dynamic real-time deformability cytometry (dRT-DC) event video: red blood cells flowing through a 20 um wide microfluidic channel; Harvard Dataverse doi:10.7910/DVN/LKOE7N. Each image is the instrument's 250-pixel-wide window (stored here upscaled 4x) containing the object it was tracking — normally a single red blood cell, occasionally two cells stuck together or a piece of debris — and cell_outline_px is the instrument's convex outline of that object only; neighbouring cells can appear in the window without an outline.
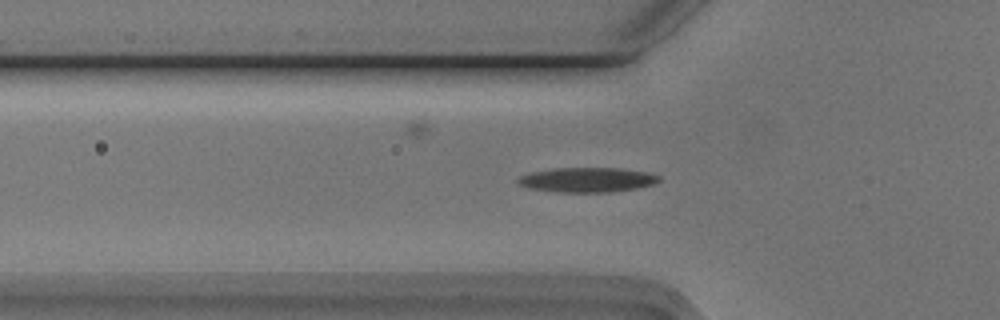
{"species": "Egyptian fruit bat (a non-hibernating species)", "species_latin": "Rousettus aegyptiacus", "temperature_condition": "cold", "stored_images_in_passage": 55, "camera_frame_rate_fps": 3000, "um_per_image_px": 0.085, "animal": {"sex": "male"}, "frame": {"image": 1, "passage_image": 18, "time_ms": 5.667, "image_size_px": [1000, 320], "cell_outline_px": [[660, 180], [656, 184], [636, 188], [612, 192], [556, 192], [528, 188], [516, 184], [516, 180], [520, 176], [532, 172], [552, 168], [620, 168], [648, 172], [660, 176]], "centroid_in_image_um": [49.9, 15.28], "position_along_channel_um": 75.9, "area_um2": 20.52}}
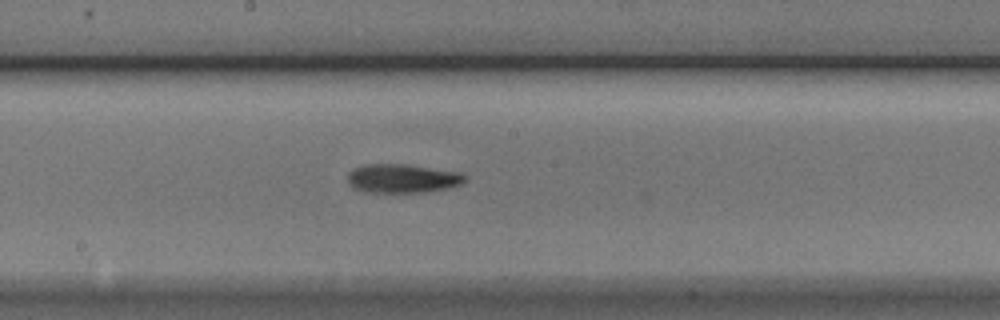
{"frame": {"image": 2, "passage_image": 29, "time_ms": 9.333, "image_size_px": [1000, 320], "cell_outline_px": [[468, 176], [460, 184], [448, 188], [424, 192], [364, 192], [352, 188], [348, 184], [348, 172], [352, 168], [364, 164], [408, 164], [460, 172]], "centroid_in_image_um": [34.16, 15.16], "position_along_channel_um": 214.0, "area_um2": 19.94}}
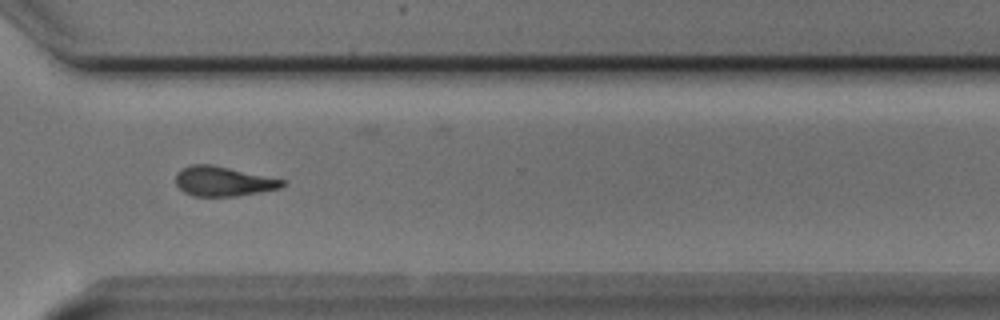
{"frame": {"image": 3, "passage_image": 40, "time_ms": 13.0, "image_size_px": [1000, 320], "cell_outline_px": [[284, 184], [280, 188], [260, 192], [236, 196], [196, 196], [184, 192], [176, 184], [176, 172], [192, 164], [212, 164], [284, 180]], "centroid_in_image_um": [18.94, 15.41], "position_along_channel_um": 351.7, "area_um2": 18.21}, "authors_computed_cell_mechanics": {"area_um2": 18.785, "velocity_mm_per_s": 3.7503, "shape_relaxation_time_tau1_ms": 6.4287, "shape_relaxation_time_tau2_ms": 11.0947, "deformation_change_tau1": 0.1795, "deformation_change_tau2": 0.2493}}